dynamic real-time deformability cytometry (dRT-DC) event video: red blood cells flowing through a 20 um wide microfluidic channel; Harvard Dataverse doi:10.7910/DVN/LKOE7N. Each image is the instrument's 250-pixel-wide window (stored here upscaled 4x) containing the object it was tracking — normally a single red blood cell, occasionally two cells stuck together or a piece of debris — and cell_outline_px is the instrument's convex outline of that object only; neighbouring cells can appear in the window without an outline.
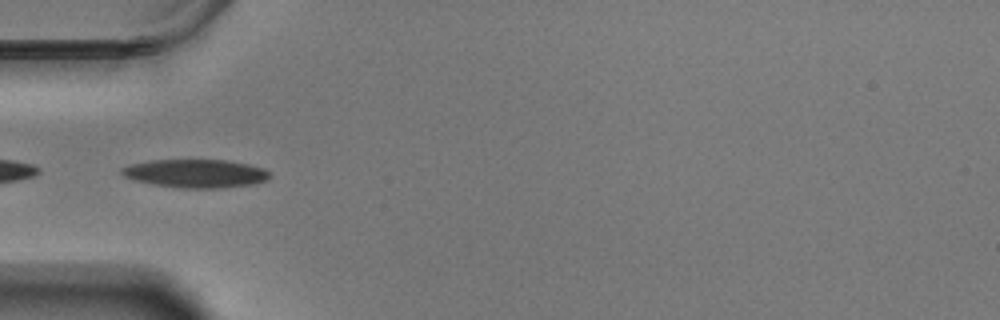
{"species": "Egyptian fruit bat (a non-hibernating species)", "species_latin": "Rousettus aegyptiacus", "temperature_condition": "warm", "stored_images_in_passage": 17, "camera_frame_rate_fps": 3000, "um_per_image_px": 0.085, "animal": {"sex": "male"}, "frame": {"image": 1, "passage_image": 1, "time_ms": 0.0, "image_size_px": [1000, 320], "cell_outline_px": [[272, 176], [268, 180], [256, 184], [220, 188], [176, 188], [152, 184], [136, 180], [124, 176], [120, 172], [120, 168], [132, 164], [148, 160], [228, 160], [248, 164], [264, 168]], "centroid_in_image_um": [16.66, 14.75], "position_along_channel_um": 68.3, "area_um2": 24.68}}
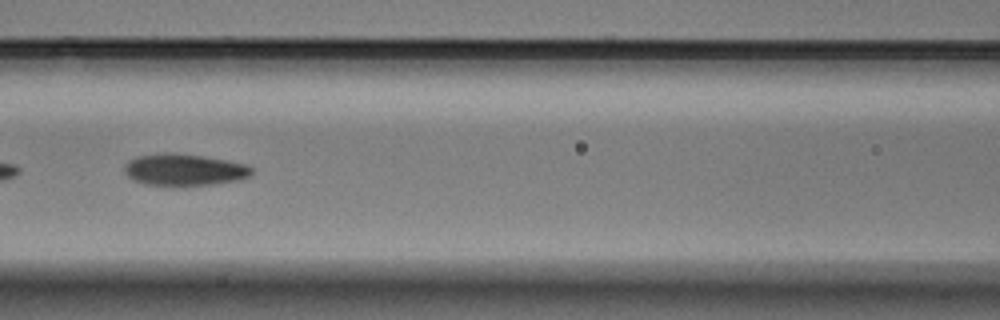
{"frame": {"image": 2, "passage_image": 8, "time_ms": 2.333, "image_size_px": [1000, 320], "cell_outline_px": [[252, 172], [248, 176], [240, 180], [216, 184], [184, 188], [176, 188], [144, 184], [132, 180], [124, 172], [124, 164], [128, 160], [140, 156], [168, 152], [204, 156], [228, 160], [244, 164], [252, 168]], "centroid_in_image_um": [15.63, 14.48], "position_along_channel_um": 151.0, "area_um2": 24.39}}
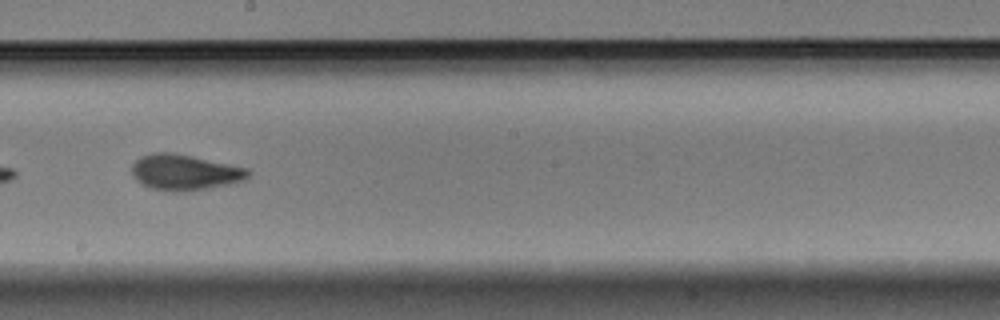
{"frame": {"image": 3, "passage_image": 15, "time_ms": 4.667, "image_size_px": [1000, 320], "cell_outline_px": [[252, 172], [248, 180], [188, 192], [172, 192], [152, 188], [140, 184], [132, 176], [132, 164], [140, 156], [152, 152], [172, 152], [192, 156], [248, 168]], "centroid_in_image_um": [15.71, 14.65], "position_along_channel_um": 232.5, "area_um2": 24.62}}